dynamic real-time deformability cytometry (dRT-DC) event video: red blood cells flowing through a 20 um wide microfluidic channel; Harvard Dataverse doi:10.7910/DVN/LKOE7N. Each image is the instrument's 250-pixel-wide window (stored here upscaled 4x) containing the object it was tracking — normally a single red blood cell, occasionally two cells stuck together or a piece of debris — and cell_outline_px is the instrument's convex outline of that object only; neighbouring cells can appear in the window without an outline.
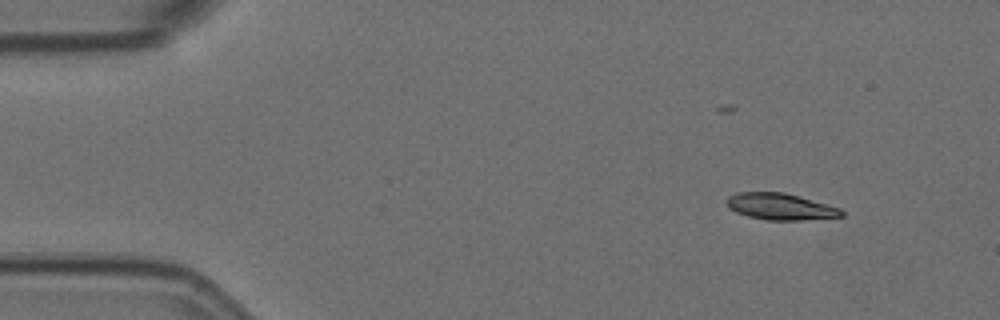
{"species": "Egyptian fruit bat (a non-hibernating species)", "species_latin": "Rousettus aegyptiacus", "temperature_condition": "room temperature", "stored_images_in_passage": 4, "camera_frame_rate_fps": 3000, "um_per_image_px": 0.085, "animal": {"sex": "female"}, "frame": {"image": 1, "passage_image": 1, "time_ms": 0.0, "image_size_px": [1000, 320], "cell_outline_px": [[844, 216], [800, 220], [768, 220], [748, 216], [736, 212], [728, 208], [724, 200], [728, 196], [736, 192], [784, 192], [800, 196], [828, 204], [840, 208], [844, 212]], "centroid_in_image_um": [66.3, 17.55], "position_along_channel_um": 18.7, "area_um2": 17.92}}
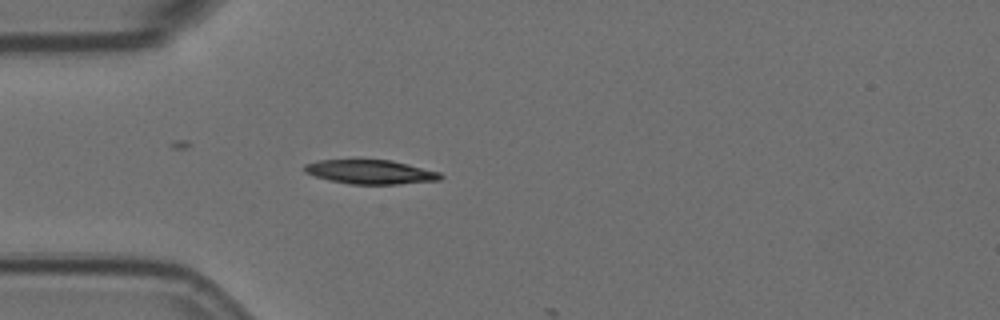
{"frame": {"image": 2, "passage_image": 4, "time_ms": 1.0, "image_size_px": [1000, 320], "cell_outline_px": [[444, 176], [440, 180], [400, 184], [348, 184], [328, 180], [304, 172], [304, 164], [316, 160], [392, 160], [440, 172]], "centroid_in_image_um": [31.49, 14.62], "position_along_channel_um": 53.5, "area_um2": 19.19}}